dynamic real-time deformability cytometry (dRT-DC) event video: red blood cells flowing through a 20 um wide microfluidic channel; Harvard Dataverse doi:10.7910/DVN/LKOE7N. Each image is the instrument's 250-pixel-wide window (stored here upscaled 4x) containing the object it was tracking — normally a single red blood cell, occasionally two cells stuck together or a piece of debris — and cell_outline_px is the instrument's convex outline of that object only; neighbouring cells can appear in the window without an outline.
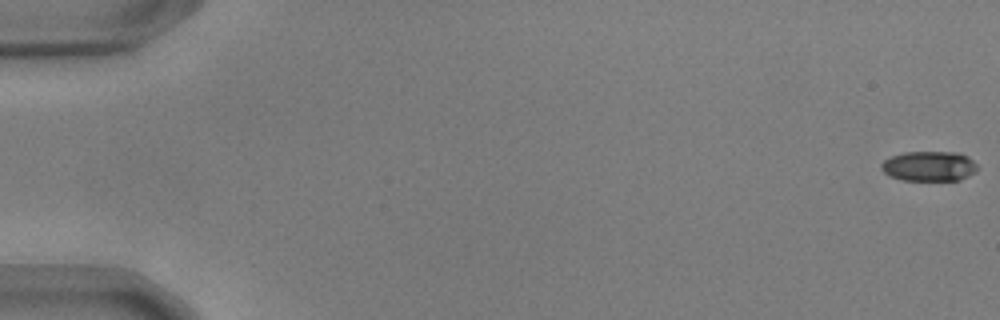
{"species": "common noctule bat (a hibernating species)", "species_latin": "Nyctalus noctula", "temperature_condition": "warm", "stored_images_in_passage": 56, "camera_frame_rate_fps": 3000, "um_per_image_px": 0.085, "animal": {"sex": "male", "body_mass_g": 17.9, "forearm_length_mm": 54.2}, "frame": {"image": 1, "passage_image": 1, "time_ms": 0.0, "image_size_px": [1000, 320], "cell_outline_px": [[976, 172], [960, 180], [904, 180], [888, 176], [880, 168], [880, 164], [884, 160], [892, 156], [904, 152], [960, 152], [968, 156], [976, 164]], "centroid_in_image_um": [78.97, 14.12], "position_along_channel_um": 6.0, "area_um2": 16.88}}
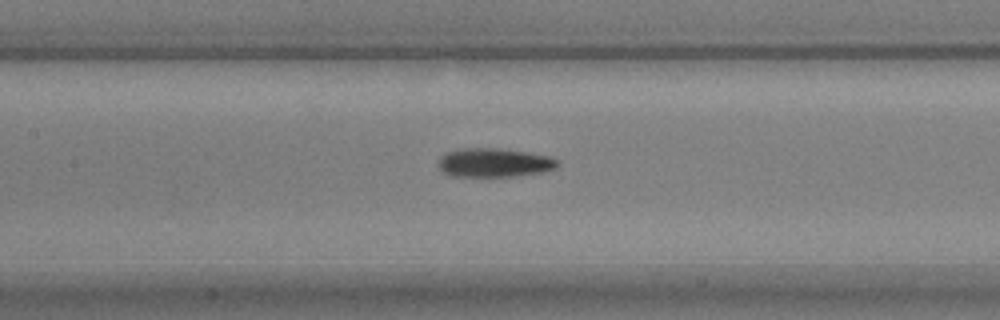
{"frame": {"image": 2, "passage_image": 27, "time_ms": 8.667, "image_size_px": [1000, 320], "cell_outline_px": [[560, 164], [556, 168], [540, 172], [516, 176], [452, 176], [444, 172], [436, 164], [440, 156], [444, 152], [460, 148], [500, 148], [528, 152], [552, 156]], "centroid_in_image_um": [41.98, 13.81], "position_along_channel_um": 165.4, "area_um2": 20.29}}
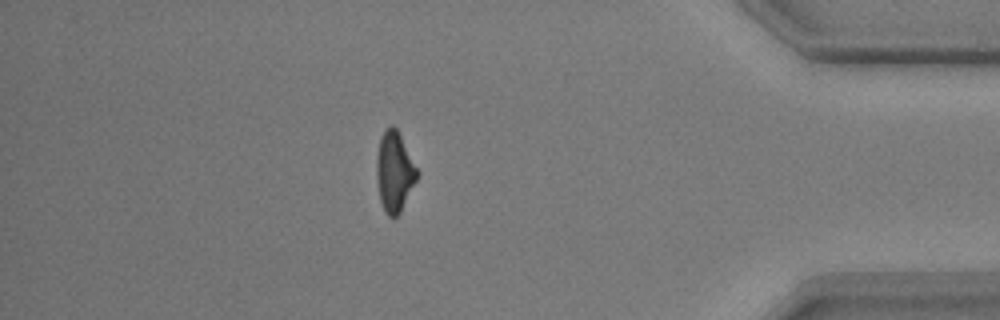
{"frame": {"image": 3, "passage_image": 49, "time_ms": 16.0, "image_size_px": [1000, 320], "cell_outline_px": [[420, 176], [400, 212], [396, 216], [388, 216], [384, 212], [380, 200], [376, 176], [376, 156], [380, 136], [384, 128], [392, 124], [396, 128], [420, 172]], "centroid_in_image_um": [33.53, 14.58], "position_along_channel_um": 401.7, "area_um2": 19.31}, "authors_computed_cell_mechanics": {"area_um2": 19.0162, "velocity_mm_per_s": 3.7142, "shape_relaxation_time_tau1_ms": 3.1832, "shape_relaxation_time_tau2_ms": 4.8358, "deformation_change_tau1": 0.1469, "deformation_change_tau2": 0.1402}}